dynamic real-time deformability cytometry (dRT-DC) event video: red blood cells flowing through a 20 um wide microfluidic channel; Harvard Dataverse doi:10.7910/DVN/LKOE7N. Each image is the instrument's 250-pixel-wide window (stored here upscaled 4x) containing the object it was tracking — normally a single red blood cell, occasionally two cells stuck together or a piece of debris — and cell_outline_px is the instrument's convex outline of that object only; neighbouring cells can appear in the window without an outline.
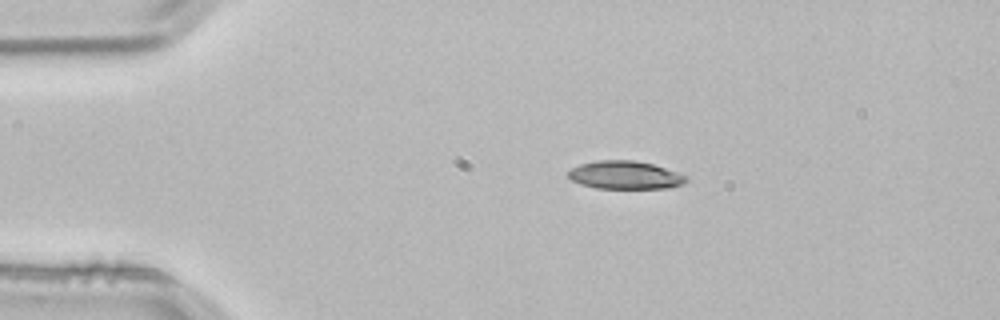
{"species": "common noctule bat (a hibernating species)", "species_latin": "Nyctalus noctula", "temperature_condition": "room temperature", "stored_images_in_passage": 3, "camera_frame_rate_fps": 3000, "um_per_image_px": 0.085, "animal": {"sex": "male", "body_mass_g": 21.5, "forearm_length_mm": 52.0}, "frame": {"image": 1, "passage_image": 2, "time_ms": 0.333, "image_size_px": [1000, 320], "cell_outline_px": [[688, 180], [684, 184], [668, 188], [596, 188], [580, 184], [572, 180], [568, 176], [568, 172], [572, 168], [580, 164], [596, 160], [636, 160], [652, 164], [688, 176]], "centroid_in_image_um": [53.14, 14.88], "position_along_channel_um": 31.9, "area_um2": 19.31}}